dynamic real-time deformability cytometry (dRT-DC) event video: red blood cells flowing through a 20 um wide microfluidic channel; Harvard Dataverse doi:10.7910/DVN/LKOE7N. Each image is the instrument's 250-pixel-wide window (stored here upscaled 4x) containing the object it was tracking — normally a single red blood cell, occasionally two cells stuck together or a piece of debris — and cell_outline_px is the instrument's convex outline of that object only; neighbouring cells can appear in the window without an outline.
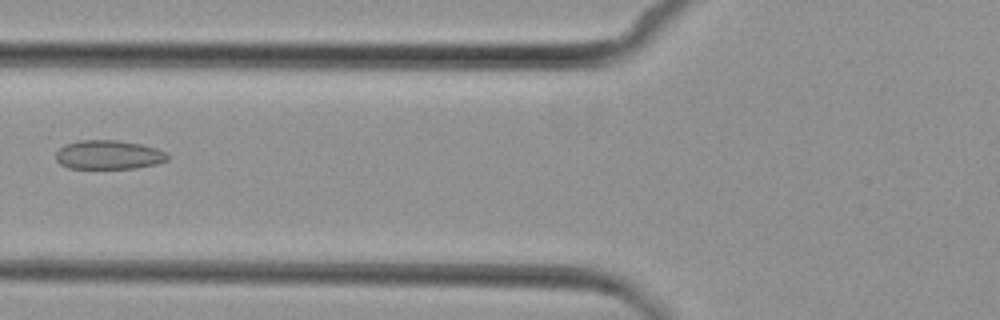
{"species": "common noctule bat (a hibernating species)", "species_latin": "Nyctalus noctula", "temperature_condition": "cold", "stored_images_in_passage": 7, "camera_frame_rate_fps": 3000, "um_per_image_px": 0.085, "animal": {"sex": "female", "body_mass_g": 29.2, "forearm_length_mm": 56.3}, "frame": {"image": 1, "passage_image": 6, "time_ms": 6.0, "image_size_px": [1000, 320], "cell_outline_px": [[168, 160], [156, 164], [136, 168], [68, 168], [60, 164], [56, 160], [56, 152], [64, 144], [80, 140], [116, 140], [140, 144], [156, 148], [164, 152], [168, 156]], "centroid_in_image_um": [9.2, 13.16], "position_along_channel_um": 116.6, "area_um2": 18.84}}
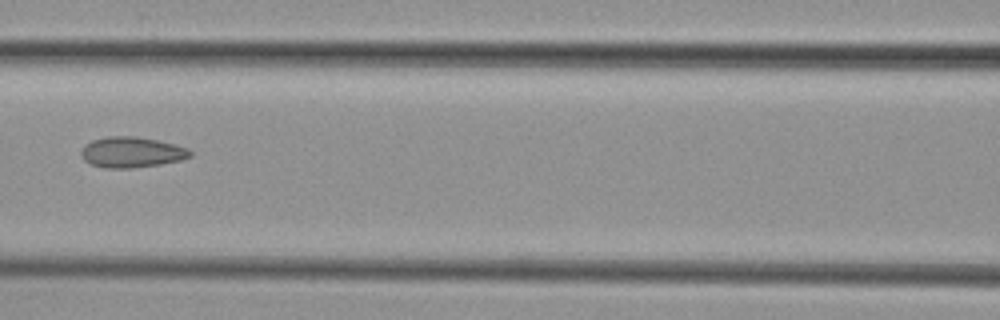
{"frame": {"image": 2, "passage_image": 7, "time_ms": 7.0, "image_size_px": [1000, 320], "cell_outline_px": [[192, 156], [180, 160], [160, 164], [132, 168], [104, 168], [88, 164], [80, 156], [80, 152], [84, 144], [92, 140], [108, 136], [136, 136], [156, 140], [188, 148], [192, 152]], "centroid_in_image_um": [11.13, 12.94], "position_along_channel_um": 155.5, "area_um2": 19.59}}